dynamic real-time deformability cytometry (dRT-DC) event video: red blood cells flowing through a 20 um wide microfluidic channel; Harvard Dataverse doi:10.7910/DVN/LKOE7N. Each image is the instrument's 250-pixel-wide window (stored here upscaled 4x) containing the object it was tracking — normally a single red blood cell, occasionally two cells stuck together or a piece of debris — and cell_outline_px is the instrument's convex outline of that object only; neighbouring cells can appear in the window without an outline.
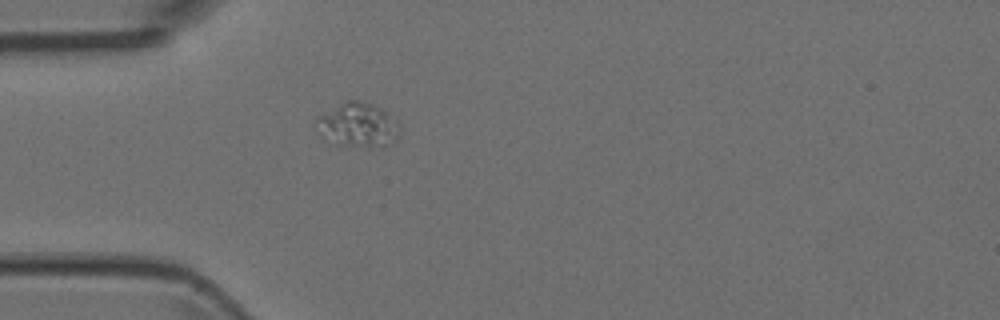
{"species": "Egyptian fruit bat (a non-hibernating species)", "species_latin": "Rousettus aegyptiacus", "temperature_condition": "room temperature", "stored_images_in_passage": 1, "camera_frame_rate_fps": 3000, "um_per_image_px": 0.085, "animal": {"sex": "female"}, "frame": {"image": 1, "passage_image": 1, "time_ms": 0.0, "image_size_px": [1000, 320], "cell_outline_px": [[400, 136], [392, 144], [384, 148], [368, 148], [336, 144], [320, 140], [312, 120], [316, 116], [344, 100], [360, 100], [380, 108], [400, 124]], "centroid_in_image_um": [30.35, 10.67], "position_along_channel_um": 54.7, "area_um2": 22.72}}